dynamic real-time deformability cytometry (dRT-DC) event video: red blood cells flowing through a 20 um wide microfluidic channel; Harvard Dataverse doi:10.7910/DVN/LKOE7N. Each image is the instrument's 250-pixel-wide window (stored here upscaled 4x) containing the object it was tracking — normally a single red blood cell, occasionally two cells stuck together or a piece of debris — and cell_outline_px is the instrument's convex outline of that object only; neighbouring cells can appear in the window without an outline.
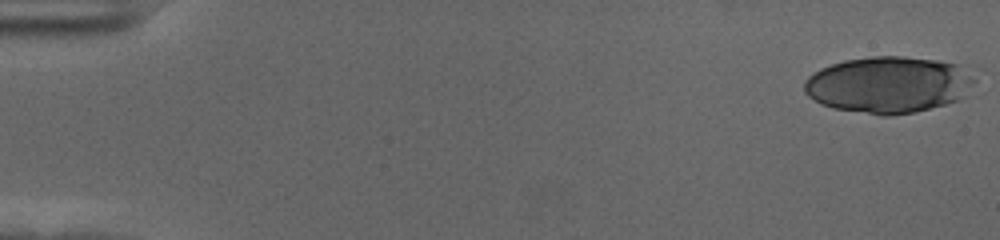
{"species": "human", "species_latin": "Homo sapiens", "temperature_condition": "cold", "stored_images_in_passage": 57, "camera_frame_rate_fps": 3000, "um_per_image_px": 0.085, "donor": {"sex": "female"}, "frame": {"image": 1, "passage_image": 1, "time_ms": 0.0, "image_size_px": [1000, 240], "cell_outline_px": [[976, 80], [964, 96], [956, 100], [944, 104], [916, 112], [892, 116], [884, 116], [832, 108], [820, 104], [808, 96], [804, 92], [804, 80], [808, 76], [820, 68], [844, 60], [872, 56], [904, 56], [936, 60], [956, 64]], "centroid_in_image_um": [75.46, 7.21], "position_along_channel_um": 9.5, "area_um2": 56.07}}
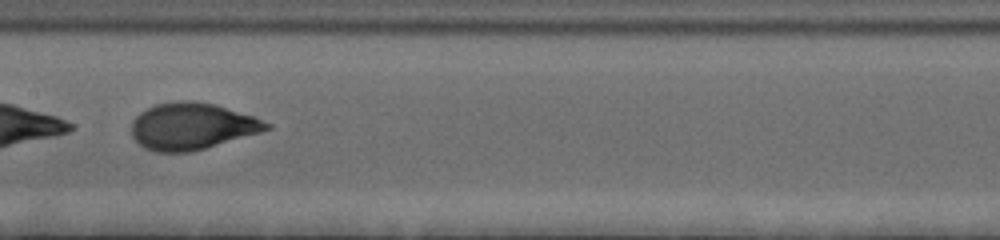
{"frame": {"image": 2, "passage_image": 30, "time_ms": 9.667, "image_size_px": [1000, 240], "cell_outline_px": [[272, 128], [260, 132], [192, 152], [156, 152], [144, 148], [132, 136], [132, 120], [140, 112], [156, 104], [180, 100], [192, 100], [216, 104], [252, 116], [272, 124]], "centroid_in_image_um": [16.3, 10.73], "position_along_channel_um": 191.1, "area_um2": 36.7}}
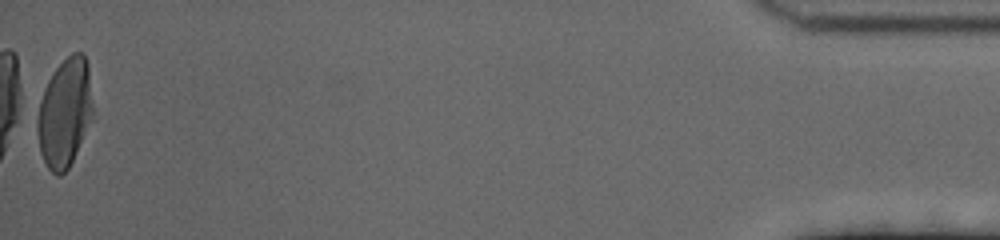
{"frame": {"image": 3, "passage_image": 57, "time_ms": 18.667, "image_size_px": [1000, 240], "cell_outline_px": [[92, 120], [68, 168], [60, 176], [56, 176], [48, 168], [40, 152], [32, 120], [44, 88], [52, 72], [72, 52], [84, 52], [88, 64], [92, 104]], "centroid_in_image_um": [5.44, 9.59], "position_along_channel_um": 429.8, "area_um2": 35.84}, "authors_computed_cell_mechanics": {"area_um2": 36.5296, "velocity_mm_per_s": 3.6039, "shape_relaxation_time_tau1_ms": 3.1183, "shape_relaxation_time_tau2_ms": null, "deformation_change_tau1": 0.1597, "deformation_change_tau2": null}}